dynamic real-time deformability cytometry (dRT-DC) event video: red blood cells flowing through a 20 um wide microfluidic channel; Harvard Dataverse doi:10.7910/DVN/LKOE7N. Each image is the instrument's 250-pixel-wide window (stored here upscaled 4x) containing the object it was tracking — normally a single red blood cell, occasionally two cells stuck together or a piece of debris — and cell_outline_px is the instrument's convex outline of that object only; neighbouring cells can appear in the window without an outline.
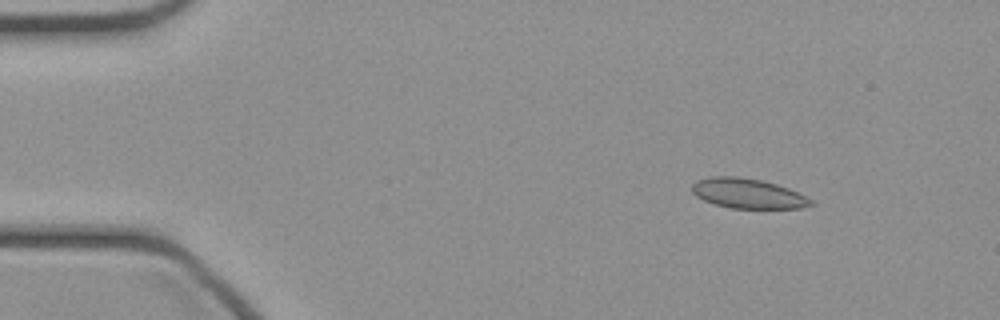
{"species": "common noctule bat (a hibernating species)", "species_latin": "Nyctalus noctula", "temperature_condition": "cold", "stored_images_in_passage": 42, "camera_frame_rate_fps": 3000, "um_per_image_px": 0.085, "animal": {"sex": "female", "body_mass_g": 21.9}, "frame": {"image": 1, "passage_image": 1, "time_ms": 0.0, "image_size_px": [1000, 320], "cell_outline_px": [[816, 204], [800, 208], [732, 208], [716, 204], [704, 200], [696, 196], [692, 192], [692, 184], [696, 180], [712, 176], [736, 176], [760, 180], [776, 184], [788, 188], [812, 200]], "centroid_in_image_um": [63.55, 16.44], "position_along_channel_um": 21.5, "area_um2": 20.52}}
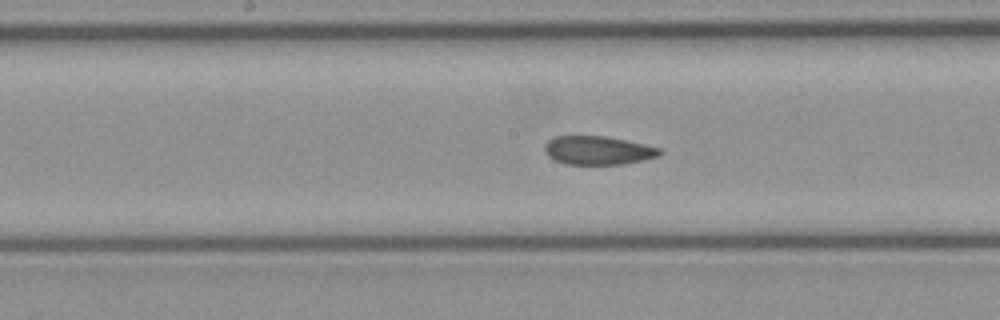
{"frame": {"image": 2, "passage_image": 19, "time_ms": 6.0, "image_size_px": [1000, 320], "cell_outline_px": [[664, 152], [660, 156], [624, 164], [564, 164], [548, 156], [544, 152], [544, 144], [548, 140], [556, 136], [608, 136], [644, 144], [660, 148]], "centroid_in_image_um": [50.83, 12.78], "position_along_channel_um": 197.4, "area_um2": 19.31}}
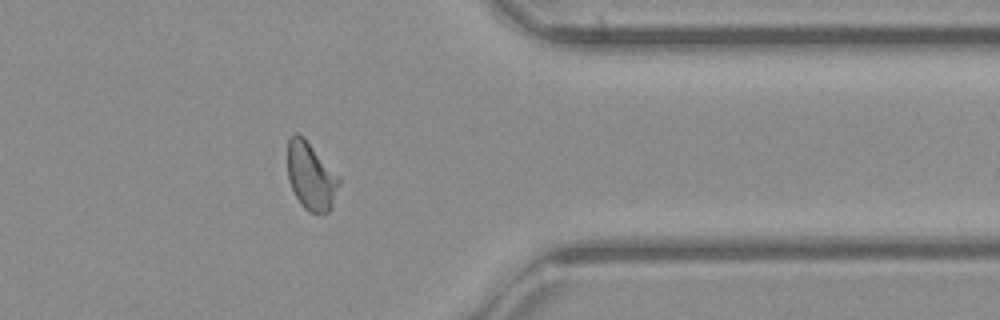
{"frame": {"image": 3, "passage_image": 33, "time_ms": 10.667, "image_size_px": [1000, 320], "cell_outline_px": [[340, 184], [332, 208], [328, 212], [308, 212], [300, 204], [288, 180], [288, 140], [296, 132], [304, 136], [340, 176]], "centroid_in_image_um": [26.45, 14.96], "position_along_channel_um": 384.9, "area_um2": 20.52}}